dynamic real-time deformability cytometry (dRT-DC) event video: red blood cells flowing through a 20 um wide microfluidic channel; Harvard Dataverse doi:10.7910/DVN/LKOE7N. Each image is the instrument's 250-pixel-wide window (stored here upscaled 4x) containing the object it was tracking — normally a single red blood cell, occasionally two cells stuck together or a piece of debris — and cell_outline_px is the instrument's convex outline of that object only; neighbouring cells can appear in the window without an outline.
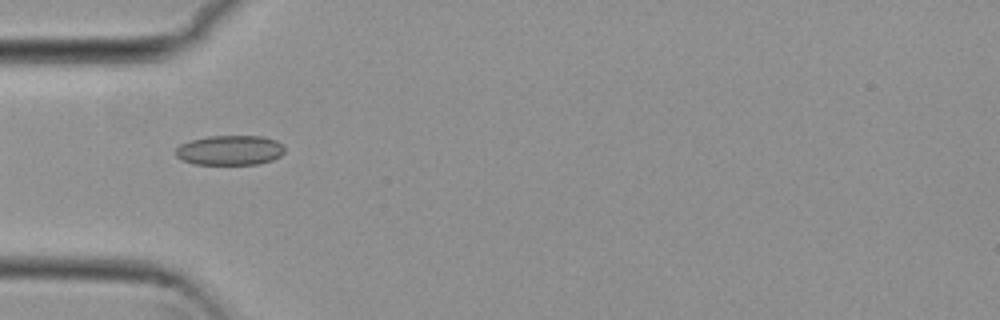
{"species": "common noctule bat (a hibernating species)", "species_latin": "Nyctalus noctula", "temperature_condition": "cold", "stored_images_in_passage": 38, "camera_frame_rate_fps": 3000, "um_per_image_px": 0.085, "animal": {"sex": "female", "body_mass_g": 29.2, "forearm_length_mm": 56.3}, "frame": {"image": 1, "passage_image": 1, "time_ms": 0.0, "image_size_px": [1000, 320], "cell_outline_px": [[284, 152], [280, 156], [272, 160], [256, 164], [192, 164], [180, 160], [176, 156], [176, 148], [180, 144], [192, 140], [208, 136], [260, 136], [276, 140], [284, 148]], "centroid_in_image_um": [19.51, 12.77], "position_along_channel_um": 65.5, "area_um2": 18.9}}
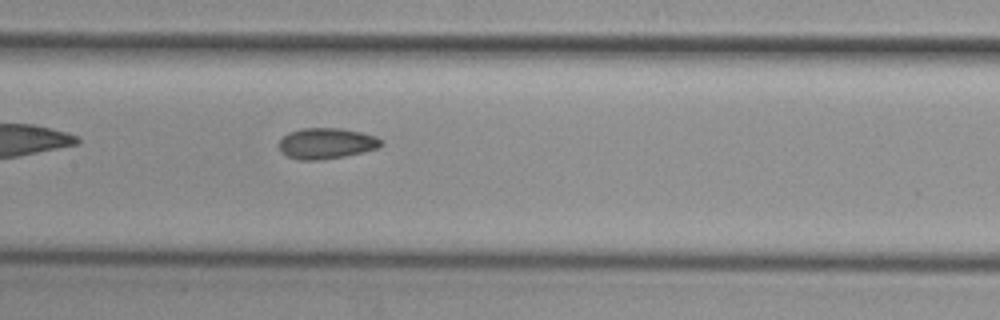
{"frame": {"image": 2, "passage_image": 10, "time_ms": 3.0, "image_size_px": [1000, 320], "cell_outline_px": [[384, 144], [380, 148], [344, 156], [320, 160], [296, 160], [280, 152], [280, 140], [288, 132], [304, 128], [340, 128], [360, 132], [376, 136]], "centroid_in_image_um": [27.75, 12.19], "position_along_channel_um": 179.7, "area_um2": 18.38}}
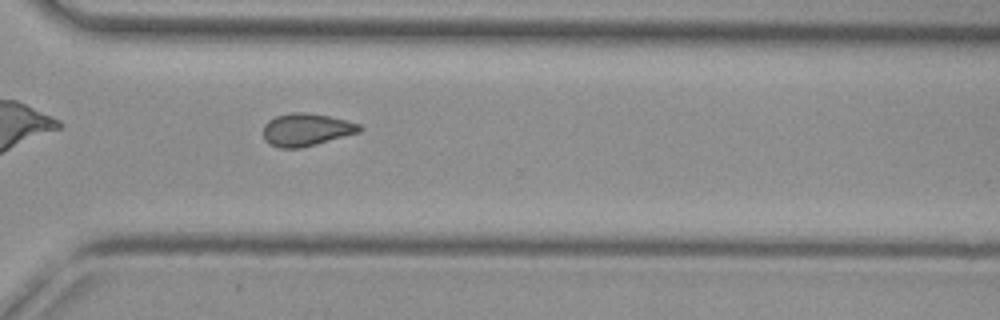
{"frame": {"image": 3, "passage_image": 23, "time_ms": 7.333, "image_size_px": [1000, 320], "cell_outline_px": [[360, 132], [316, 144], [300, 148], [280, 148], [268, 144], [264, 136], [264, 124], [268, 120], [276, 116], [292, 112], [308, 112], [328, 116], [360, 124]], "centroid_in_image_um": [26.0, 11.02], "position_along_channel_um": 344.6, "area_um2": 18.15}, "authors_computed_cell_mechanics": {"area_um2": 17.9469, "velocity_mm_per_s": 3.8142, "shape_relaxation_time_tau1_ms": null, "shape_relaxation_time_tau2_ms": 4.1493, "deformation_change_tau1": null, "deformation_change_tau2": 0.0907}}